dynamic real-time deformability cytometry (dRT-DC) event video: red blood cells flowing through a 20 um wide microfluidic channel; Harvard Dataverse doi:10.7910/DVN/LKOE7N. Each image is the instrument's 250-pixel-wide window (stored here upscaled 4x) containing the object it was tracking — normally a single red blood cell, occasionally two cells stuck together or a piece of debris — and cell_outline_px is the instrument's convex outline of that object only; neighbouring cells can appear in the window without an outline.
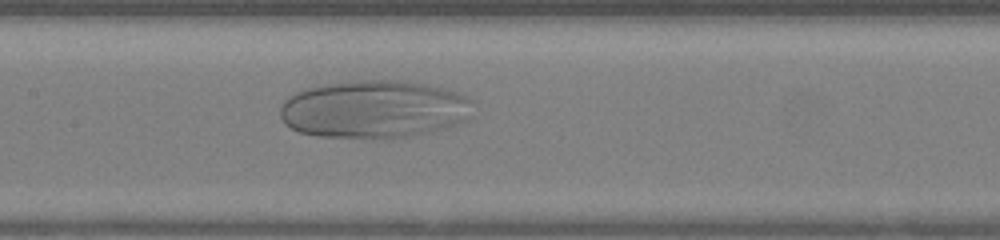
{"species": "human", "species_latin": "Homo sapiens", "temperature_condition": "warm", "stored_images_in_passage": 35, "camera_frame_rate_fps": 3000, "um_per_image_px": 0.085, "donor": {"sex": "female"}, "frame": {"image": 1, "passage_image": 11, "time_ms": 3.333, "image_size_px": [1000, 240], "cell_outline_px": [[472, 100], [468, 120], [444, 128], [428, 132], [384, 140], [320, 136], [300, 132], [284, 124], [280, 116], [280, 108], [284, 100], [288, 96], [296, 92], [308, 88], [328, 84], [352, 80], [396, 80], [428, 84], [444, 88], [456, 92]], "centroid_in_image_um": [31.78, 9.3], "position_along_channel_um": 175.6, "area_um2": 65.43}}
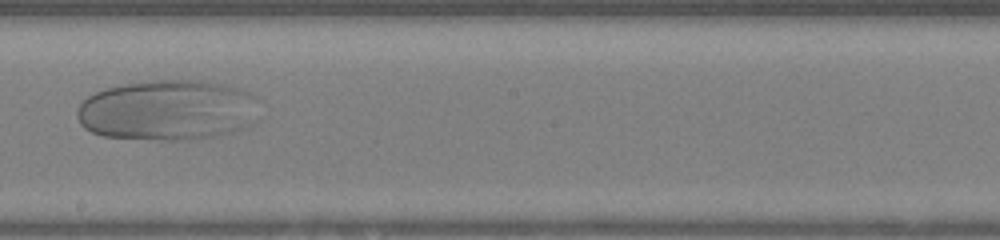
{"frame": {"image": 2, "passage_image": 15, "time_ms": 4.667, "image_size_px": [1000, 240], "cell_outline_px": [[260, 100], [256, 120], [252, 124], [232, 132], [216, 136], [192, 140], [160, 140], [104, 136], [92, 132], [84, 128], [80, 124], [76, 116], [76, 112], [80, 104], [88, 96], [104, 88], [124, 84], [152, 80], [200, 80], [224, 84], [248, 92], [256, 96]], "centroid_in_image_um": [14.29, 9.37], "position_along_channel_um": 233.9, "area_um2": 65.03}}